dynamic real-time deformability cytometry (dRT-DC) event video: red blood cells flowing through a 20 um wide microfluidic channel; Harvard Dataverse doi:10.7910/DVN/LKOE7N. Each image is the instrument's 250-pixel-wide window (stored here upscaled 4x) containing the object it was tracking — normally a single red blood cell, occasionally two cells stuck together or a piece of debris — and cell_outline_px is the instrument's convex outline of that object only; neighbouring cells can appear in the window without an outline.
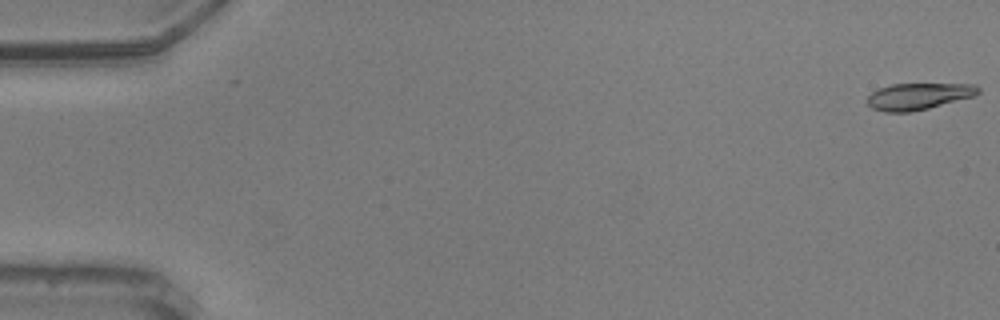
{"species": "common noctule bat (a hibernating species)", "species_latin": "Nyctalus noctula", "temperature_condition": "warm", "stored_images_in_passage": 57, "camera_frame_rate_fps": 3000, "um_per_image_px": 0.085, "animal": {"sex": "male", "body_mass_g": 20.5, "forearm_length_mm": 52.5}, "frame": {"image": 1, "passage_image": 1, "time_ms": 0.0, "image_size_px": [1000, 320], "cell_outline_px": [[980, 92], [972, 96], [928, 108], [908, 112], [884, 112], [872, 108], [864, 100], [872, 92], [880, 88], [892, 84], [976, 84], [980, 88]], "centroid_in_image_um": [78.03, 8.18], "position_along_channel_um": 7.0, "area_um2": 17.05}}
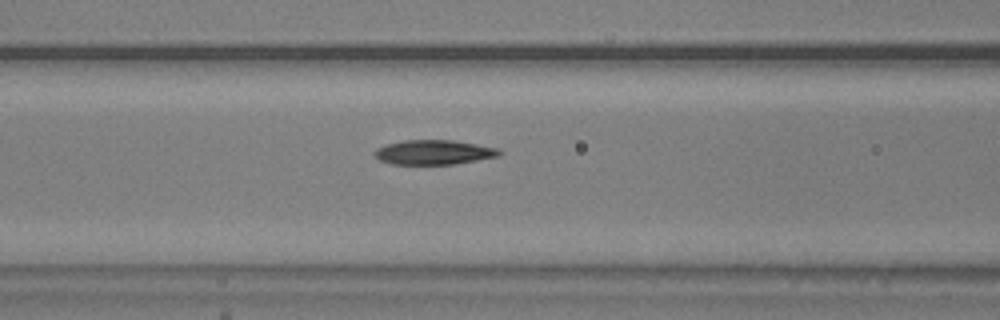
{"frame": {"image": 2, "passage_image": 24, "time_ms": 7.667, "image_size_px": [1000, 320], "cell_outline_px": [[504, 152], [500, 156], [456, 164], [392, 164], [380, 160], [372, 152], [376, 148], [384, 144], [404, 140], [452, 140], [476, 144], [496, 148]], "centroid_in_image_um": [36.87, 12.94], "position_along_channel_um": 129.7, "area_um2": 17.98}}
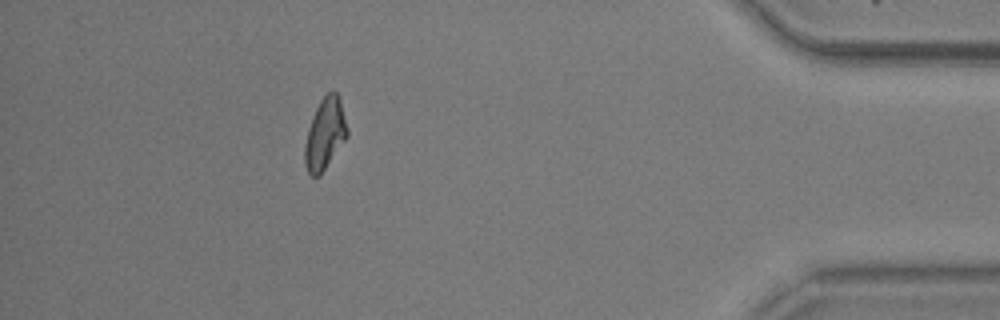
{"frame": {"image": 3, "passage_image": 51, "time_ms": 16.667, "image_size_px": [1000, 320], "cell_outline_px": [[348, 136], [320, 176], [312, 176], [308, 172], [304, 164], [304, 144], [308, 128], [312, 116], [320, 100], [332, 88], [336, 92], [340, 100], [348, 128]], "centroid_in_image_um": [27.61, 11.38], "position_along_channel_um": 407.6, "area_um2": 17.8}, "authors_computed_cell_mechanics": {"area_um2": 17.8602, "velocity_mm_per_s": 3.6295, "shape_relaxation_time_tau1_ms": 6.4038, "shape_relaxation_time_tau2_ms": 3.0925, "deformation_change_tau1": 0.1836, "deformation_change_tau2": 0.0816}}